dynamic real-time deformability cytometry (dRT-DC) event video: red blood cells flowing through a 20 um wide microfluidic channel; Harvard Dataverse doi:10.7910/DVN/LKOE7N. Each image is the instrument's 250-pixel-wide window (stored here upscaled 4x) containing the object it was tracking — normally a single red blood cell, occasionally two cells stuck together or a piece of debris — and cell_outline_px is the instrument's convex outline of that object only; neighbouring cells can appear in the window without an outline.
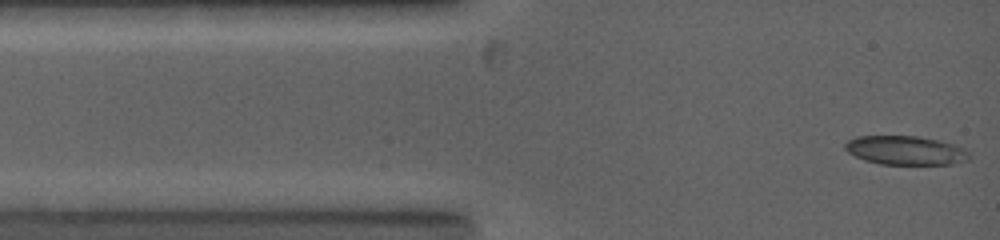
{"species": "common noctule bat (a hibernating species)", "species_latin": "Nyctalus noctula", "temperature_condition": "warm", "stored_images_in_passage": 36, "camera_frame_rate_fps": 5000, "um_per_image_px": 0.085, "animal": {"sex": "female", "body_mass_g": 19.0, "forearm_length_mm": 53.3}, "frame": {"image": 1, "passage_image": 1, "time_ms": 0.0, "image_size_px": [1000, 240], "cell_outline_px": [[972, 156], [968, 160], [948, 164], [880, 164], [864, 160], [848, 152], [844, 148], [844, 144], [848, 140], [856, 136], [916, 136], [940, 140], [952, 144], [968, 152]], "centroid_in_image_um": [76.94, 12.78], "position_along_channel_um": 8.1, "area_um2": 20.81}}
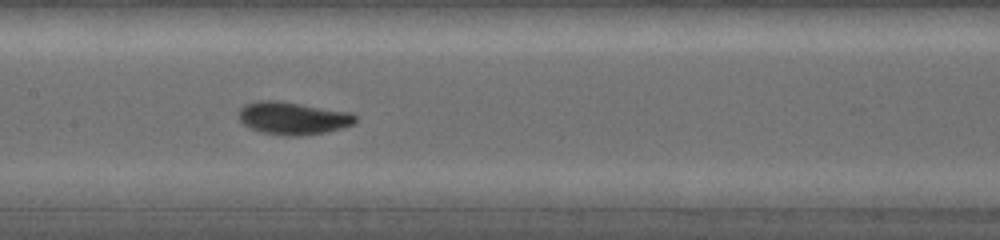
{"frame": {"image": 2, "passage_image": 14, "time_ms": 5.6, "image_size_px": [1000, 240], "cell_outline_px": [[356, 120], [352, 124], [344, 128], [328, 132], [300, 136], [288, 136], [260, 132], [244, 124], [240, 120], [236, 112], [244, 104], [260, 100], [280, 100], [352, 112], [356, 116]], "centroid_in_image_um": [24.9, 10.03], "position_along_channel_um": 182.5, "area_um2": 22.6}}
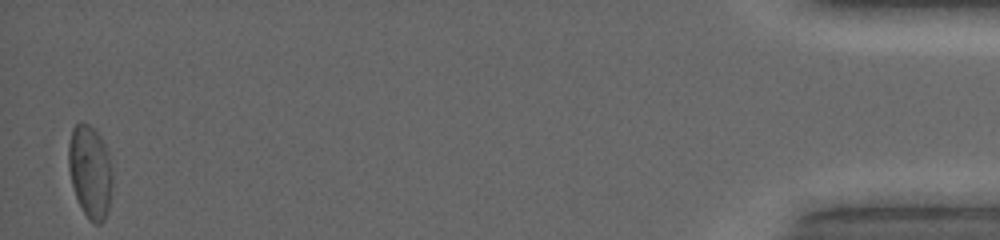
{"frame": {"image": 3, "passage_image": 36, "time_ms": 15.2, "image_size_px": [1000, 240], "cell_outline_px": [[112, 188], [108, 208], [104, 220], [100, 224], [96, 224], [84, 212], [76, 196], [72, 184], [68, 168], [68, 144], [72, 128], [80, 120], [88, 124], [100, 136], [108, 152], [112, 172]], "centroid_in_image_um": [7.65, 14.54], "position_along_channel_um": 427.5, "area_um2": 23.64}, "authors_computed_cell_mechanics": {"area_um2": 21.6172, "velocity_mm_per_s": 3.9736, "shape_relaxation_time_tau1_ms": 3.4942, "shape_relaxation_time_tau2_ms": null, "deformation_change_tau1": 0.1606, "deformation_change_tau2": null}}